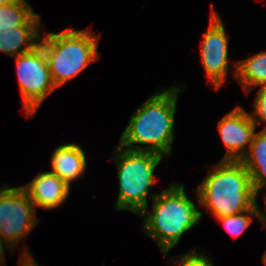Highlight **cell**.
<instances>
[{"label": "cell", "instance_id": "1", "mask_svg": "<svg viewBox=\"0 0 266 266\" xmlns=\"http://www.w3.org/2000/svg\"><path fill=\"white\" fill-rule=\"evenodd\" d=\"M180 87H172L149 97L131 115L119 145L133 151H150L167 156L174 141V114ZM143 144V146L133 144Z\"/></svg>", "mask_w": 266, "mask_h": 266}, {"label": "cell", "instance_id": "2", "mask_svg": "<svg viewBox=\"0 0 266 266\" xmlns=\"http://www.w3.org/2000/svg\"><path fill=\"white\" fill-rule=\"evenodd\" d=\"M195 190L200 207L215 218L235 215L256 204L250 174L241 161L221 160Z\"/></svg>", "mask_w": 266, "mask_h": 266}, {"label": "cell", "instance_id": "3", "mask_svg": "<svg viewBox=\"0 0 266 266\" xmlns=\"http://www.w3.org/2000/svg\"><path fill=\"white\" fill-rule=\"evenodd\" d=\"M184 190V185L175 183L159 194L152 193L153 210L149 212L148 208L140 213V217H145L144 233L156 241L163 257L202 218V211L196 208Z\"/></svg>", "mask_w": 266, "mask_h": 266}, {"label": "cell", "instance_id": "4", "mask_svg": "<svg viewBox=\"0 0 266 266\" xmlns=\"http://www.w3.org/2000/svg\"><path fill=\"white\" fill-rule=\"evenodd\" d=\"M39 44L47 56L56 88L75 78L98 59V37L88 30L66 28L59 33H45Z\"/></svg>", "mask_w": 266, "mask_h": 266}, {"label": "cell", "instance_id": "5", "mask_svg": "<svg viewBox=\"0 0 266 266\" xmlns=\"http://www.w3.org/2000/svg\"><path fill=\"white\" fill-rule=\"evenodd\" d=\"M114 158L118 171L119 194L116 209L140 215L148 209L147 197L156 183L154 170L163 156L150 151H133L118 144Z\"/></svg>", "mask_w": 266, "mask_h": 266}, {"label": "cell", "instance_id": "6", "mask_svg": "<svg viewBox=\"0 0 266 266\" xmlns=\"http://www.w3.org/2000/svg\"><path fill=\"white\" fill-rule=\"evenodd\" d=\"M14 58L26 117L34 116L43 100L57 89L51 78L47 56L38 44Z\"/></svg>", "mask_w": 266, "mask_h": 266}, {"label": "cell", "instance_id": "7", "mask_svg": "<svg viewBox=\"0 0 266 266\" xmlns=\"http://www.w3.org/2000/svg\"><path fill=\"white\" fill-rule=\"evenodd\" d=\"M35 206L22 186L0 189V240L10 247L37 224Z\"/></svg>", "mask_w": 266, "mask_h": 266}, {"label": "cell", "instance_id": "8", "mask_svg": "<svg viewBox=\"0 0 266 266\" xmlns=\"http://www.w3.org/2000/svg\"><path fill=\"white\" fill-rule=\"evenodd\" d=\"M201 43V59L206 75L210 83L219 89L228 73V38L221 17L214 9Z\"/></svg>", "mask_w": 266, "mask_h": 266}, {"label": "cell", "instance_id": "9", "mask_svg": "<svg viewBox=\"0 0 266 266\" xmlns=\"http://www.w3.org/2000/svg\"><path fill=\"white\" fill-rule=\"evenodd\" d=\"M255 129L250 114L241 106L227 113L218 124V131L227 149L221 160L240 161L247 153L246 145L250 148Z\"/></svg>", "mask_w": 266, "mask_h": 266}, {"label": "cell", "instance_id": "10", "mask_svg": "<svg viewBox=\"0 0 266 266\" xmlns=\"http://www.w3.org/2000/svg\"><path fill=\"white\" fill-rule=\"evenodd\" d=\"M22 187L35 208L42 207L47 210L60 206L70 193V187L50 171L40 173Z\"/></svg>", "mask_w": 266, "mask_h": 266}, {"label": "cell", "instance_id": "11", "mask_svg": "<svg viewBox=\"0 0 266 266\" xmlns=\"http://www.w3.org/2000/svg\"><path fill=\"white\" fill-rule=\"evenodd\" d=\"M51 167L50 172L70 187V183L81 177L87 169L84 150L76 143L58 146L52 152Z\"/></svg>", "mask_w": 266, "mask_h": 266}, {"label": "cell", "instance_id": "12", "mask_svg": "<svg viewBox=\"0 0 266 266\" xmlns=\"http://www.w3.org/2000/svg\"><path fill=\"white\" fill-rule=\"evenodd\" d=\"M39 27L18 26L0 29V51L12 57L31 51L39 44L40 37H43Z\"/></svg>", "mask_w": 266, "mask_h": 266}, {"label": "cell", "instance_id": "13", "mask_svg": "<svg viewBox=\"0 0 266 266\" xmlns=\"http://www.w3.org/2000/svg\"><path fill=\"white\" fill-rule=\"evenodd\" d=\"M251 177L252 187L258 195L266 187V130L255 132L252 143L240 160Z\"/></svg>", "mask_w": 266, "mask_h": 266}, {"label": "cell", "instance_id": "14", "mask_svg": "<svg viewBox=\"0 0 266 266\" xmlns=\"http://www.w3.org/2000/svg\"><path fill=\"white\" fill-rule=\"evenodd\" d=\"M232 69L235 72L233 79L237 78L245 92L256 86L266 85V52L238 61Z\"/></svg>", "mask_w": 266, "mask_h": 266}, {"label": "cell", "instance_id": "15", "mask_svg": "<svg viewBox=\"0 0 266 266\" xmlns=\"http://www.w3.org/2000/svg\"><path fill=\"white\" fill-rule=\"evenodd\" d=\"M18 26H41L40 15L33 12L26 0H15L0 6V29Z\"/></svg>", "mask_w": 266, "mask_h": 266}, {"label": "cell", "instance_id": "16", "mask_svg": "<svg viewBox=\"0 0 266 266\" xmlns=\"http://www.w3.org/2000/svg\"><path fill=\"white\" fill-rule=\"evenodd\" d=\"M256 216L259 219L260 210L257 203L250 209L241 213L216 218L223 224L225 229L234 237L241 235L252 222L251 216Z\"/></svg>", "mask_w": 266, "mask_h": 266}, {"label": "cell", "instance_id": "17", "mask_svg": "<svg viewBox=\"0 0 266 266\" xmlns=\"http://www.w3.org/2000/svg\"><path fill=\"white\" fill-rule=\"evenodd\" d=\"M254 114H250V117L255 125H257V120L259 124H266V85H261L257 93L255 102H254ZM266 130V127H264Z\"/></svg>", "mask_w": 266, "mask_h": 266}, {"label": "cell", "instance_id": "18", "mask_svg": "<svg viewBox=\"0 0 266 266\" xmlns=\"http://www.w3.org/2000/svg\"><path fill=\"white\" fill-rule=\"evenodd\" d=\"M196 248L191 252L185 253L183 257H180L175 264L176 266H213L211 260L204 254L196 253Z\"/></svg>", "mask_w": 266, "mask_h": 266}, {"label": "cell", "instance_id": "19", "mask_svg": "<svg viewBox=\"0 0 266 266\" xmlns=\"http://www.w3.org/2000/svg\"><path fill=\"white\" fill-rule=\"evenodd\" d=\"M23 253H24L22 254L23 257H21V260L19 261L21 265L19 266H39L34 259L35 257H33V255H31L29 251L25 249V252L23 251Z\"/></svg>", "mask_w": 266, "mask_h": 266}, {"label": "cell", "instance_id": "20", "mask_svg": "<svg viewBox=\"0 0 266 266\" xmlns=\"http://www.w3.org/2000/svg\"><path fill=\"white\" fill-rule=\"evenodd\" d=\"M3 243H4V244H3ZM3 245H5L6 247L8 246V248H9V246H10L9 244H7V243H5V242H3V241L0 240V266H3V263H4V261H5V260H4V259H5V258H4V257H5V256H4V252H5V251H4V246H3Z\"/></svg>", "mask_w": 266, "mask_h": 266}, {"label": "cell", "instance_id": "21", "mask_svg": "<svg viewBox=\"0 0 266 266\" xmlns=\"http://www.w3.org/2000/svg\"><path fill=\"white\" fill-rule=\"evenodd\" d=\"M264 201L266 202V196ZM265 213H266V203H265ZM259 220L264 224V227H266V215H264L261 211L259 215Z\"/></svg>", "mask_w": 266, "mask_h": 266}, {"label": "cell", "instance_id": "22", "mask_svg": "<svg viewBox=\"0 0 266 266\" xmlns=\"http://www.w3.org/2000/svg\"><path fill=\"white\" fill-rule=\"evenodd\" d=\"M13 1H15V0H0V6L9 4V3L13 2Z\"/></svg>", "mask_w": 266, "mask_h": 266}, {"label": "cell", "instance_id": "23", "mask_svg": "<svg viewBox=\"0 0 266 266\" xmlns=\"http://www.w3.org/2000/svg\"><path fill=\"white\" fill-rule=\"evenodd\" d=\"M262 261L264 262V264L266 266V251H265V254L262 256Z\"/></svg>", "mask_w": 266, "mask_h": 266}]
</instances>
